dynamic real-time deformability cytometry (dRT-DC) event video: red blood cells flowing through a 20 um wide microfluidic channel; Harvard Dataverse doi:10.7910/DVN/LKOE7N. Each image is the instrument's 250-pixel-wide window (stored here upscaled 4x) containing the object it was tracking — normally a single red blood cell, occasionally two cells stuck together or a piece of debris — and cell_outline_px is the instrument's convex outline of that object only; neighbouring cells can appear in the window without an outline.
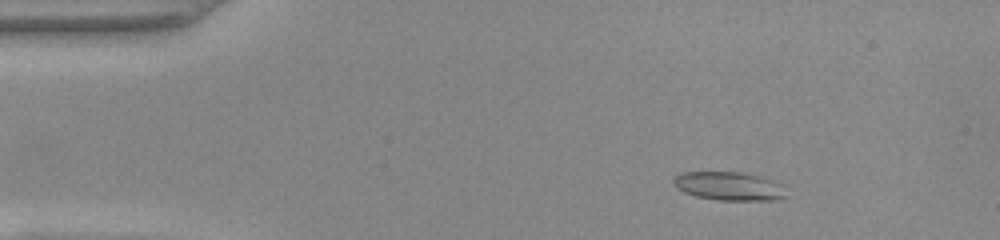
{"species": "common noctule bat (a hibernating species)", "species_latin": "Nyctalus noctula", "temperature_condition": "warm", "stored_images_in_passage": 44, "camera_frame_rate_fps": 3000, "um_per_image_px": 0.085, "animal": {"sex": "female", "body_mass_g": 22.0, "forearm_length_mm": 56.7}, "frame": {"image": 1, "passage_image": 1, "time_ms": 0.0, "image_size_px": [1000, 240], "cell_outline_px": [[788, 196], [776, 200], [716, 200], [696, 196], [684, 192], [676, 188], [672, 184], [672, 180], [680, 172], [744, 172], [764, 176], [784, 184]], "centroid_in_image_um": [62.02, 15.81], "position_along_channel_um": 23.0, "area_um2": 19.31}}
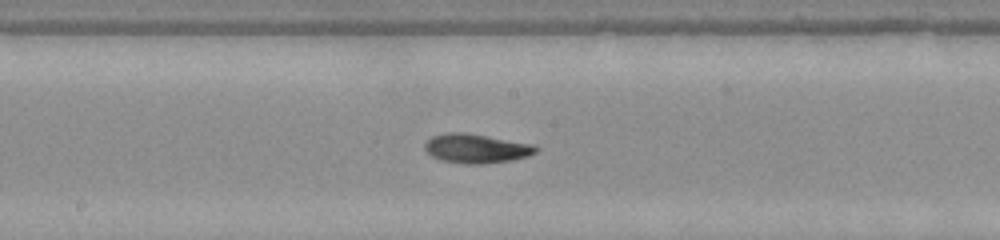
{"frame": {"image": 2, "passage_image": 20, "time_ms": 6.333, "image_size_px": [1000, 240], "cell_outline_px": [[540, 148], [536, 152], [528, 156], [512, 160], [484, 164], [464, 164], [440, 160], [432, 156], [424, 148], [424, 144], [432, 136], [448, 132], [460, 132], [536, 144]], "centroid_in_image_um": [40.51, 12.63], "position_along_channel_um": 207.7, "area_um2": 18.96}}
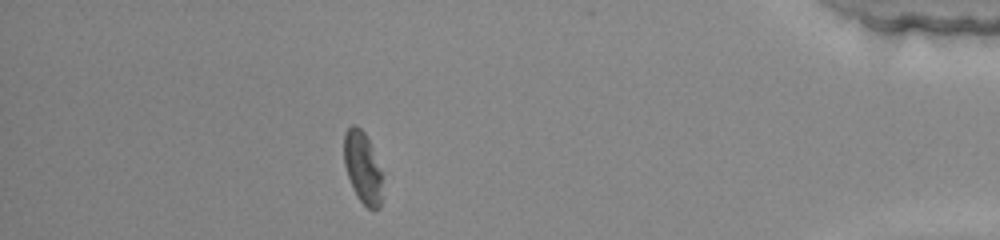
{"frame": {"image": 3, "passage_image": 38, "time_ms": 12.333, "image_size_px": [1000, 240], "cell_outline_px": [[380, 208], [368, 208], [356, 196], [352, 188], [344, 164], [344, 132], [352, 124], [356, 124], [364, 132], [368, 140], [380, 168]], "centroid_in_image_um": [30.77, 14.2], "position_along_channel_um": 404.4, "area_um2": 15.61}, "authors_computed_cell_mechanics": {"area_um2": 17.8891, "velocity_mm_per_s": 4.0931, "shape_relaxation_time_tau1_ms": null, "shape_relaxation_time_tau2_ms": 6.8324, "deformation_change_tau1": null, "deformation_change_tau2": 0.1408}}